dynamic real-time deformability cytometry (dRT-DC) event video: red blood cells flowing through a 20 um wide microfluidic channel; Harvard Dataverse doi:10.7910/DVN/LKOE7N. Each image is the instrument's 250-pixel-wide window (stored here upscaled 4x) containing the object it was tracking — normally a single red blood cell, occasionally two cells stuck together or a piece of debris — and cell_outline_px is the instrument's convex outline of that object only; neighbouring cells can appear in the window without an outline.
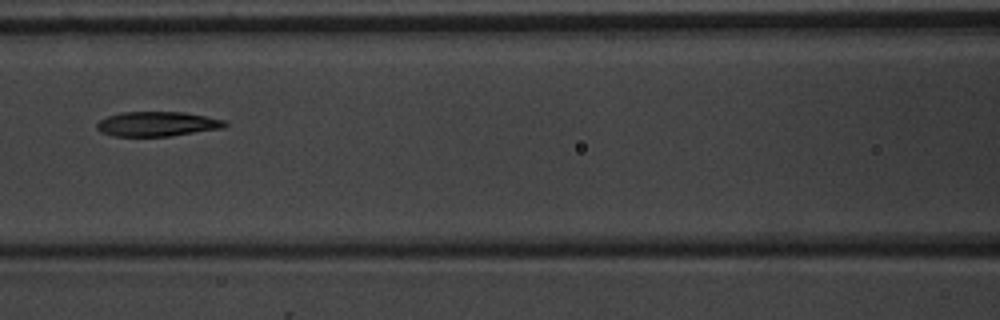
{"species": "common noctule bat (a hibernating species)", "species_latin": "Nyctalus noctula", "temperature_condition": "warm", "stored_images_in_passage": 4, "camera_frame_rate_fps": 3000, "um_per_image_px": 0.085, "animal": {"sex": "male", "body_mass_g": 20.1, "forearm_length_mm": 53.5}, "frame": {"image": 1, "passage_image": 4, "time_ms": 3.333, "image_size_px": [1000, 320], "cell_outline_px": [[228, 124], [224, 128], [172, 136], [112, 136], [100, 132], [96, 128], [96, 124], [100, 120], [108, 116], [124, 112], [184, 112], [224, 120]], "centroid_in_image_um": [13.36, 10.54], "position_along_channel_um": 153.2, "area_um2": 18.44}}